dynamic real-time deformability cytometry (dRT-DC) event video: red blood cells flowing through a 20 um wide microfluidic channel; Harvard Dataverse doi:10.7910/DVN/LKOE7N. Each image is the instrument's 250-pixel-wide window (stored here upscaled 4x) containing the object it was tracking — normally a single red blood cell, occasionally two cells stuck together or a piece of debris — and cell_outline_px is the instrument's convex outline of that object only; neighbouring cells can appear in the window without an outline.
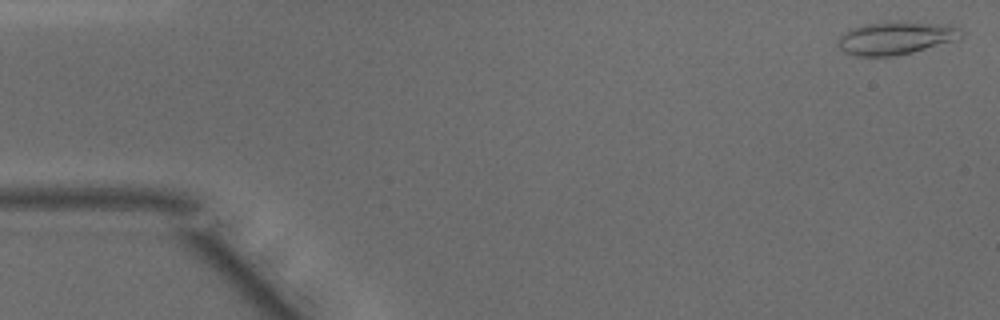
{"species": "common noctule bat (a hibernating species)", "species_latin": "Nyctalus noctula", "temperature_condition": "warm", "stored_images_in_passage": 47, "camera_frame_rate_fps": 3000, "um_per_image_px": 0.085, "animal": {"sex": "male", "body_mass_g": 15.6}, "frame": {"image": 1, "passage_image": 1, "time_ms": 0.0, "image_size_px": [1000, 320], "cell_outline_px": [[964, 36], [960, 40], [912, 52], [892, 56], [856, 56], [844, 52], [840, 48], [840, 36], [844, 32], [852, 28], [864, 24], [892, 20], [916, 20], [948, 24], [960, 28], [964, 32]], "centroid_in_image_um": [76.26, 3.19], "position_along_channel_um": 8.7, "area_um2": 24.45}}
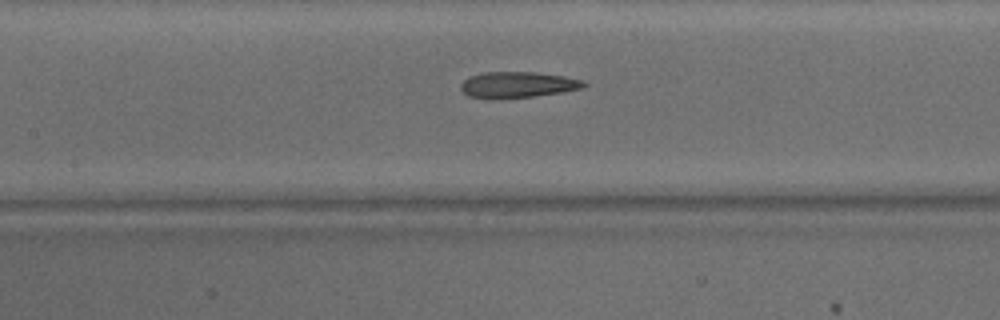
{"frame": {"image": 2, "passage_image": 21, "time_ms": 6.667, "image_size_px": [1000, 320], "cell_outline_px": [[588, 84], [584, 88], [560, 92], [532, 96], [496, 100], [492, 100], [468, 96], [460, 88], [460, 84], [468, 76], [484, 72], [536, 72], [564, 76], [584, 80]], "centroid_in_image_um": [43.97, 7.21], "position_along_channel_um": 163.4, "area_um2": 18.96}}
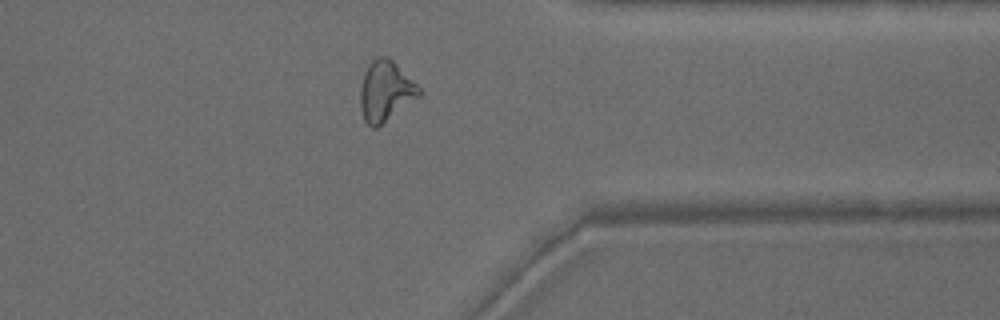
{"frame": {"image": 3, "passage_image": 37, "time_ms": 12.0, "image_size_px": [1000, 320], "cell_outline_px": [[420, 96], [376, 128], [372, 128], [364, 120], [360, 108], [360, 88], [364, 72], [368, 64], [376, 56], [388, 56], [420, 88]], "centroid_in_image_um": [32.73, 7.74], "position_along_channel_um": 378.7, "area_um2": 20.52}, "authors_computed_cell_mechanics": {"area_um2": 20.519, "velocity_mm_per_s": 4.1991, "shape_relaxation_time_tau1_ms": null, "shape_relaxation_time_tau2_ms": 2.6306, "deformation_change_tau1": null, "deformation_change_tau2": 0.1351}}